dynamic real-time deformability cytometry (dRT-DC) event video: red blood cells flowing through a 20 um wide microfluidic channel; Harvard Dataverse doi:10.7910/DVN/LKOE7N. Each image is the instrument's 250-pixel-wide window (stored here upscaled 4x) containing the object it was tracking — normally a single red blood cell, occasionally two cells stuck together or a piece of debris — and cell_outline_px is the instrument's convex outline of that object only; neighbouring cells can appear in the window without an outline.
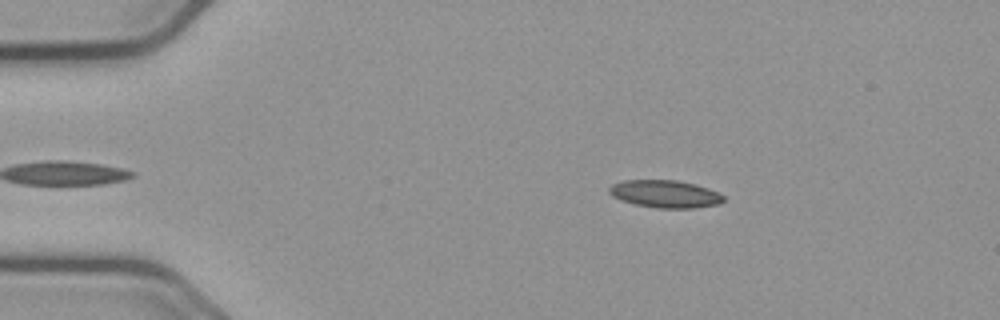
{"species": "common noctule bat (a hibernating species)", "species_latin": "Nyctalus noctula", "temperature_condition": "cold", "stored_images_in_passage": 45, "camera_frame_rate_fps": 3000, "um_per_image_px": 0.085, "animal": {"sex": "male", "body_mass_g": 23.1, "forearm_length_mm": 52.7}, "frame": {"image": 1, "passage_image": 7, "time_ms": 2.0, "image_size_px": [1000, 320], "cell_outline_px": [[724, 200], [720, 204], [692, 208], [660, 208], [636, 204], [612, 196], [608, 192], [608, 188], [612, 184], [624, 180], [676, 180], [696, 184], [708, 188], [724, 196]], "centroid_in_image_um": [56.54, 16.47], "position_along_channel_um": 28.5, "area_um2": 18.21}}
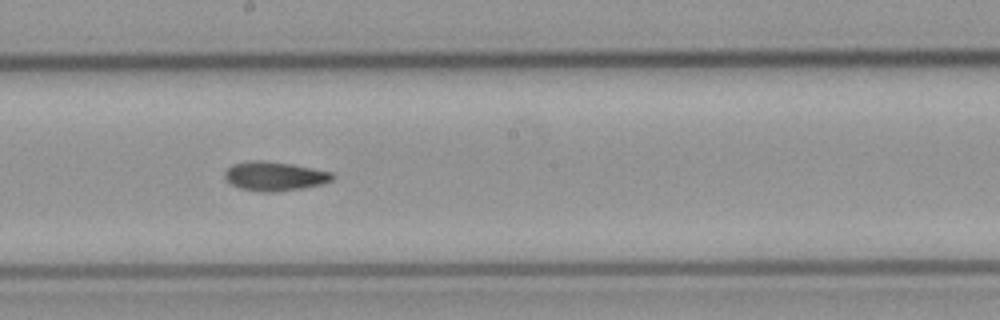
{"frame": {"image": 2, "passage_image": 28, "time_ms": 9.0, "image_size_px": [1000, 320], "cell_outline_px": [[336, 176], [332, 180], [320, 184], [300, 188], [276, 192], [260, 192], [240, 188], [232, 184], [224, 176], [224, 172], [232, 164], [248, 160], [260, 160], [292, 164], [332, 172]], "centroid_in_image_um": [23.32, 14.97], "position_along_channel_um": 224.9, "area_um2": 18.21}}
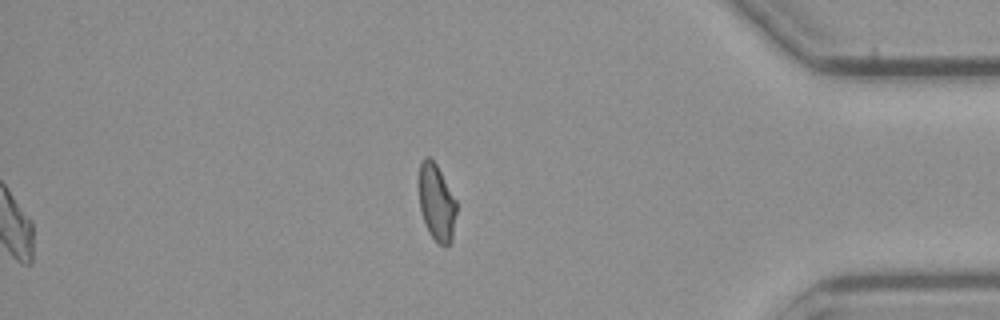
{"frame": {"image": 3, "passage_image": 45, "time_ms": 14.667, "image_size_px": [1000, 320], "cell_outline_px": [[456, 212], [452, 240], [448, 244], [440, 244], [428, 232], [420, 208], [420, 164], [424, 156], [428, 156], [436, 164], [456, 200]], "centroid_in_image_um": [37.12, 17.21], "position_along_channel_um": 398.1, "area_um2": 16.3}, "authors_computed_cell_mechanics": {"area_um2": 17.9758, "velocity_mm_per_s": 3.6746, "shape_relaxation_time_tau1_ms": null, "shape_relaxation_time_tau2_ms": 6.2736, "deformation_change_tau1": null, "deformation_change_tau2": 0.1311}}